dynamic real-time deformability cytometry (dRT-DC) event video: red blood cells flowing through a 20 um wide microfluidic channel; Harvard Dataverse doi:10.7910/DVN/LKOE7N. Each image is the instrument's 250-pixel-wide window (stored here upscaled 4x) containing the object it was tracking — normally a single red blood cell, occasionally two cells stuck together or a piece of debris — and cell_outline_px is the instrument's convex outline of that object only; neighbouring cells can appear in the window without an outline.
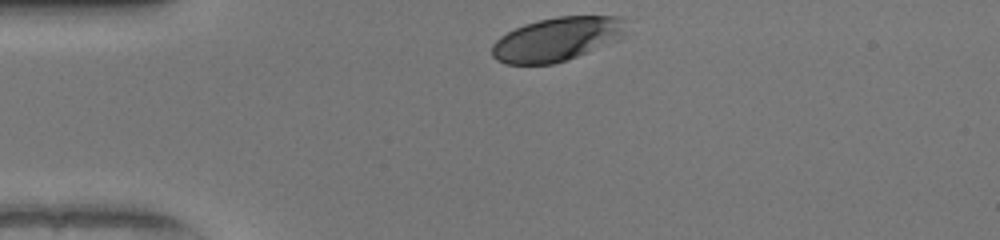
{"species": "human", "species_latin": "Homo sapiens", "temperature_condition": "warm", "stored_images_in_passage": 31, "camera_frame_rate_fps": 3000, "um_per_image_px": 0.085, "donor": {"sex": "female"}, "frame": {"image": 1, "passage_image": 1, "time_ms": 0.0, "image_size_px": [1000, 240], "cell_outline_px": [[624, 36], [576, 56], [552, 64], [504, 64], [496, 60], [492, 56], [492, 44], [500, 36], [524, 24], [556, 16], [620, 16]], "centroid_in_image_um": [47.24, 3.33], "position_along_channel_um": 37.8, "area_um2": 33.52}}
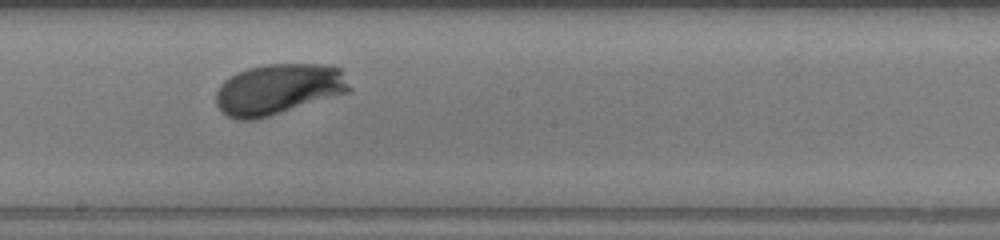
{"frame": {"image": 2, "passage_image": 18, "time_ms": 5.667, "image_size_px": [1000, 240], "cell_outline_px": [[352, 92], [256, 120], [236, 120], [228, 116], [216, 104], [216, 92], [220, 84], [224, 80], [236, 72], [248, 68], [264, 64], [328, 64], [340, 68], [352, 88]], "centroid_in_image_um": [23.69, 7.58], "position_along_channel_um": 224.5, "area_um2": 39.94}}
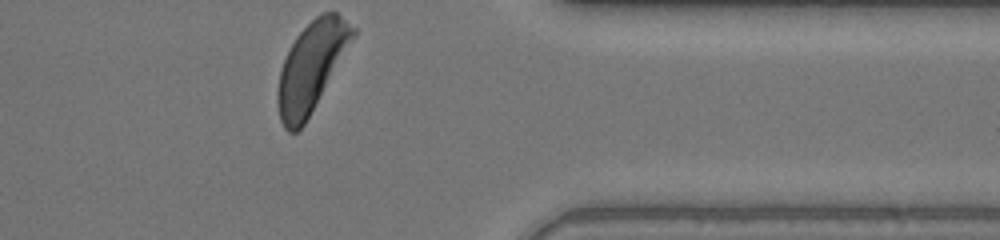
{"frame": {"image": 3, "passage_image": 31, "time_ms": 10.0, "image_size_px": [1000, 240], "cell_outline_px": [[356, 36], [304, 124], [296, 132], [288, 132], [284, 128], [280, 120], [276, 100], [276, 92], [280, 68], [296, 36], [316, 16], [324, 12], [336, 12], [356, 28]], "centroid_in_image_um": [26.46, 5.69], "position_along_channel_um": 384.9, "area_um2": 38.78}, "authors_computed_cell_mechanics": {"area_um2": 38.0324, "velocity_mm_per_s": 4.0151, "shape_relaxation_time_tau1_ms": 1.7064, "shape_relaxation_time_tau2_ms": null, "deformation_change_tau1": 0.1425, "deformation_change_tau2": null}}